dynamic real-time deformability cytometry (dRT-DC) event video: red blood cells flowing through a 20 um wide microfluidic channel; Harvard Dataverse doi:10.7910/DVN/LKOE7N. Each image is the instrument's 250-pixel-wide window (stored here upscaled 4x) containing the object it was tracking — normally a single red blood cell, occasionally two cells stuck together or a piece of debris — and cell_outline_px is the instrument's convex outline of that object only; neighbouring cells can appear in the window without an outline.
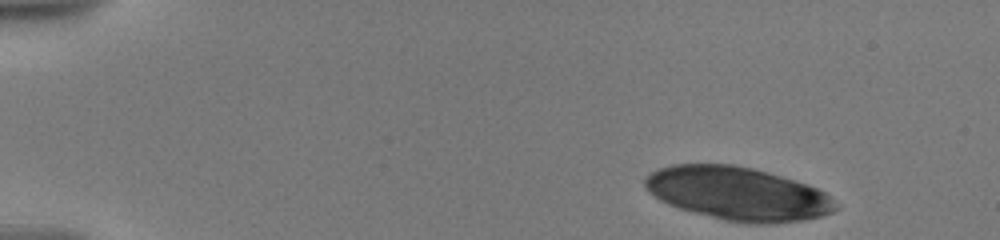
{"species": "human", "species_latin": "Homo sapiens", "temperature_condition": "warm", "stored_images_in_passage": 31, "camera_frame_rate_fps": 3000, "um_per_image_px": 0.085, "donor": {"sex": "male"}, "frame": {"image": 1, "passage_image": 1, "time_ms": 0.0, "image_size_px": [1000, 240], "cell_outline_px": [[840, 208], [832, 212], [820, 216], [804, 220], [772, 224], [752, 224], [724, 220], [680, 208], [668, 204], [660, 200], [644, 184], [644, 176], [648, 172], [656, 168], [672, 164], [732, 164], [752, 168], [768, 172], [808, 184], [832, 196], [840, 204]], "centroid_in_image_um": [62.75, 16.45], "position_along_channel_um": 22.2, "area_um2": 59.53}}
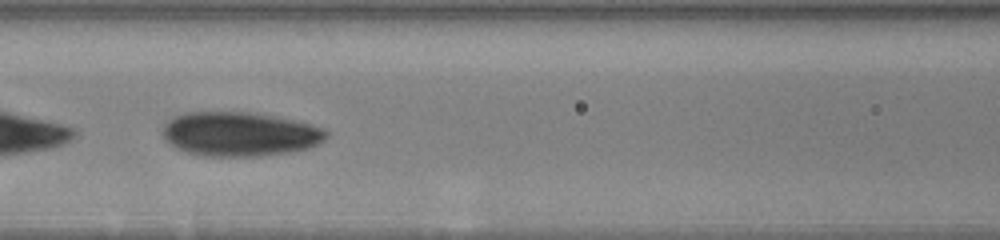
{"frame": {"image": 2, "passage_image": 11, "time_ms": 7.0, "image_size_px": [1000, 240], "cell_outline_px": [[328, 136], [324, 140], [308, 148], [288, 152], [256, 156], [208, 156], [188, 152], [172, 144], [164, 136], [164, 124], [168, 120], [184, 112], [256, 112], [292, 120], [324, 128], [328, 132]], "centroid_in_image_um": [20.4, 11.38], "position_along_channel_um": 146.2, "area_um2": 41.67}}
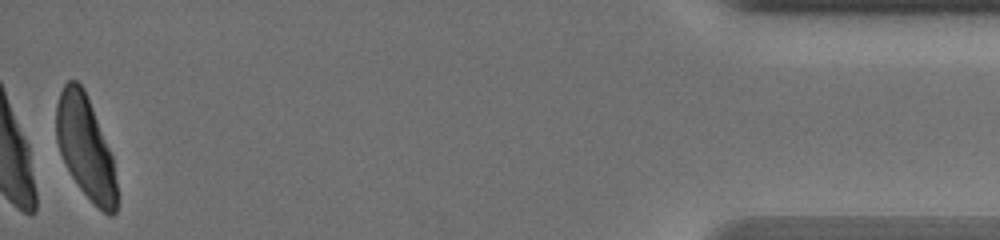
{"frame": {"image": 3, "passage_image": 31, "time_ms": 17.0, "image_size_px": [1000, 240], "cell_outline_px": [[116, 212], [112, 216], [108, 216], [80, 188], [72, 176], [60, 152], [56, 140], [56, 104], [60, 92], [64, 84], [68, 80], [76, 80], [84, 88], [112, 156], [116, 184]], "centroid_in_image_um": [7.25, 12.48], "position_along_channel_um": 428.0, "area_um2": 35.43}, "authors_computed_cell_mechanics": {"area_um2": 41.6738, "velocity_mm_per_s": 3.5471, "shape_relaxation_time_tau1_ms": 3.3097, "shape_relaxation_time_tau2_ms": null, "deformation_change_tau1": 0.1141, "deformation_change_tau2": null}}